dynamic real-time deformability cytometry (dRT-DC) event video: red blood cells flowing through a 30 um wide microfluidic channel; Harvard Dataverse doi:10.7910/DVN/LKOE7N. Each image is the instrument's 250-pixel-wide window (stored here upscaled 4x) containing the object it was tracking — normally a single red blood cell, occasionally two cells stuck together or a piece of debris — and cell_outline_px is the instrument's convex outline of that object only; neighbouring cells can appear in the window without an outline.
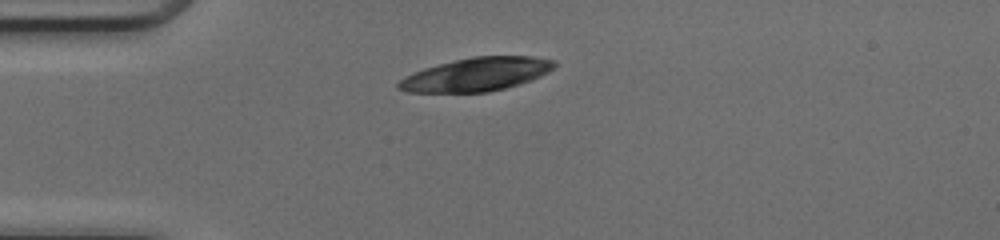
{"species": "common noctule bat (a hibernating species)", "species_latin": "Nyctalus noctula", "temperature_condition": "cold", "stored_images_in_passage": 37, "camera_frame_rate_fps": 3000, "um_per_image_px": 0.085, "animal": {"sex": "female", "body_mass_g": 17.0, "forearm_length_mm": 48.0}, "frame": {"image": 1, "passage_image": 1, "time_ms": 0.0, "image_size_px": [1000, 240], "cell_outline_px": [[556, 64], [548, 72], [540, 76], [520, 84], [488, 92], [404, 92], [396, 88], [396, 84], [404, 76], [424, 68], [472, 56], [532, 56], [556, 60]], "centroid_in_image_um": [40.48, 6.32], "position_along_channel_um": 44.5, "area_um2": 30.29}}